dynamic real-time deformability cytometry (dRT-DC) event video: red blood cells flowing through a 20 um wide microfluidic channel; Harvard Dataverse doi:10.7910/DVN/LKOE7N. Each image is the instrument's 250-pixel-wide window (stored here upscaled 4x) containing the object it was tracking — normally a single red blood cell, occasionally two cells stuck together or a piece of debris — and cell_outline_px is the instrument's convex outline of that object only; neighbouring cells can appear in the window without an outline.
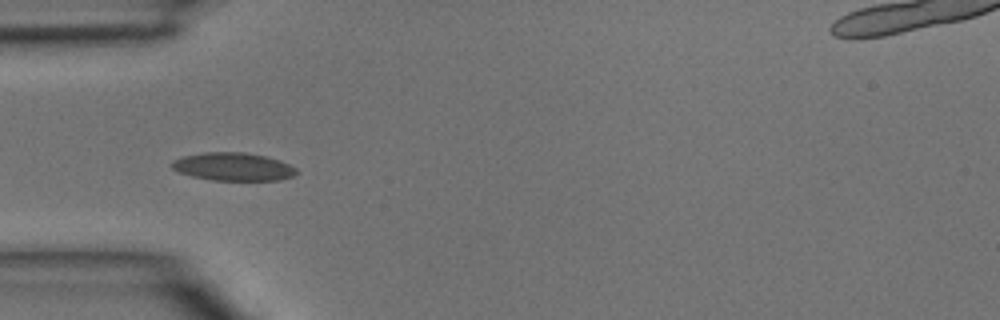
{"species": "common noctule bat (a hibernating species)", "species_latin": "Nyctalus noctula", "temperature_condition": "room temperature", "stored_images_in_passage": 4, "camera_frame_rate_fps": 3000, "um_per_image_px": 0.085, "animal": {"sex": "male", "body_mass_g": 15.6}, "frame": {"image": 1, "passage_image": 3, "time_ms": 0.667, "image_size_px": [1000, 320], "cell_outline_px": [[296, 172], [292, 176], [280, 180], [212, 180], [192, 176], [180, 172], [172, 168], [172, 160], [184, 156], [204, 152], [244, 152], [268, 156], [280, 160], [296, 168]], "centroid_in_image_um": [19.83, 14.16], "position_along_channel_um": 65.2, "area_um2": 20.29}}